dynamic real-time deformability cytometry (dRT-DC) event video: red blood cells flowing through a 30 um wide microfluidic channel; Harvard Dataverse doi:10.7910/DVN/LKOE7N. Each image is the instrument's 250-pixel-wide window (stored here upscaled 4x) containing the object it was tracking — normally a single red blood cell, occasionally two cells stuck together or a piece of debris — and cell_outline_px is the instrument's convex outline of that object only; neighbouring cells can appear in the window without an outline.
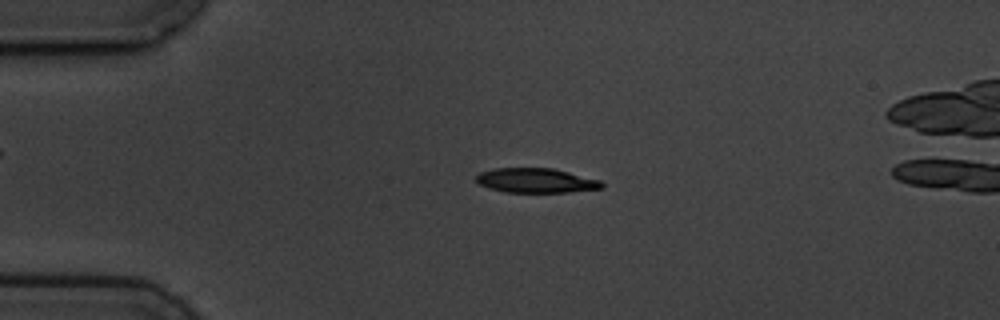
{"species": "common noctule bat (a hibernating species)", "species_latin": "Nyctalus noctula", "temperature_condition": "cold", "stored_images_in_passage": 4, "camera_frame_rate_fps": 3000, "um_per_image_px": 0.085, "animal": {"sex": "male", "body_mass_g": 19.5, "forearm_length_mm": 54.6}, "frame": {"image": 1, "passage_image": 2, "time_ms": 1.0, "image_size_px": [1000, 320], "cell_outline_px": [[604, 188], [568, 192], [504, 192], [488, 188], [480, 184], [476, 180], [476, 176], [480, 172], [496, 168], [552, 168], [600, 180], [604, 184]], "centroid_in_image_um": [45.56, 15.35], "position_along_channel_um": 39.4, "area_um2": 17.92}}
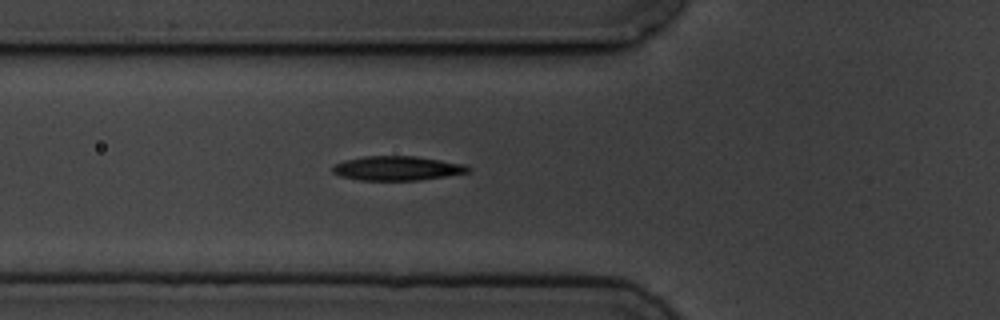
{"frame": {"image": 2, "passage_image": 4, "time_ms": 3.333, "image_size_px": [1000, 320], "cell_outline_px": [[472, 168], [468, 172], [444, 176], [416, 180], [360, 180], [340, 176], [332, 172], [332, 164], [344, 160], [364, 156], [416, 156], [464, 164]], "centroid_in_image_um": [33.7, 14.29], "position_along_channel_um": 92.1, "area_um2": 19.13}}